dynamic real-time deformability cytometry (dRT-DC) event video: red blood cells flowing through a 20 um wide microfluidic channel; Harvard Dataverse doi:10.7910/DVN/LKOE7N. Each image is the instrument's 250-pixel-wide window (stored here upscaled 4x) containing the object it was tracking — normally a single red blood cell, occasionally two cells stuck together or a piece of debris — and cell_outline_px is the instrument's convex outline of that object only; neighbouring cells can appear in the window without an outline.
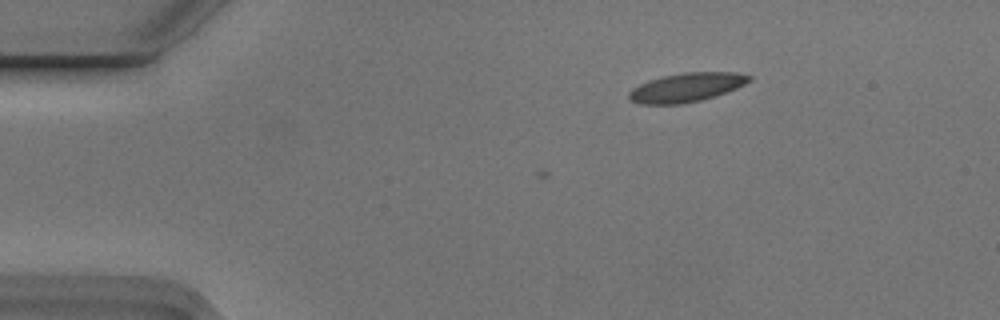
{"species": "Egyptian fruit bat (a non-hibernating species)", "species_latin": "Rousettus aegyptiacus", "temperature_condition": "cold", "stored_images_in_passage": 3, "camera_frame_rate_fps": 3000, "um_per_image_px": 0.085, "animal": {"sex": "male"}, "frame": {"image": 1, "passage_image": 1, "time_ms": 0.0, "image_size_px": [1000, 320], "cell_outline_px": [[752, 80], [736, 88], [700, 100], [684, 104], [640, 104], [632, 100], [628, 96], [628, 92], [632, 88], [648, 80], [664, 76], [684, 72], [736, 72], [752, 76]], "centroid_in_image_um": [58.34, 7.42], "position_along_channel_um": 26.7, "area_um2": 20.11}}